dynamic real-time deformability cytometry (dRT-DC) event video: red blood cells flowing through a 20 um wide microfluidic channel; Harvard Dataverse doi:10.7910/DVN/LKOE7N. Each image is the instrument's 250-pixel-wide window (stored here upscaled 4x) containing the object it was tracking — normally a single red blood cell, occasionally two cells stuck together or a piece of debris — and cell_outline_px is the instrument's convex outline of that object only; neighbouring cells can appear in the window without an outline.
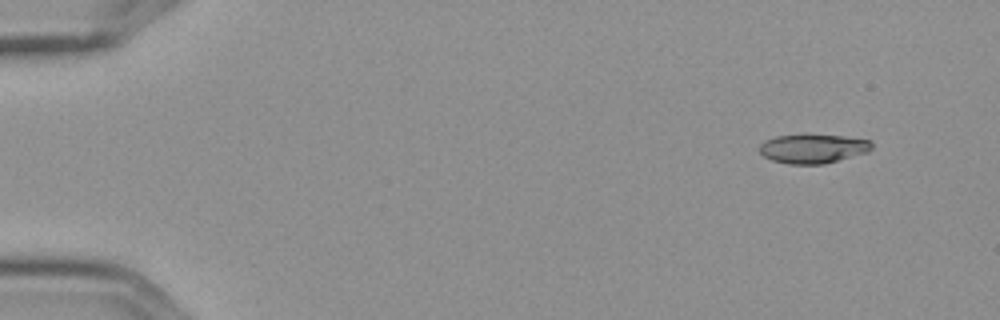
{"species": "Egyptian fruit bat (a non-hibernating species)", "species_latin": "Rousettus aegyptiacus", "temperature_condition": "cold", "stored_images_in_passage": 5, "camera_frame_rate_fps": 3000, "um_per_image_px": 0.085, "frame": {"image": 1, "passage_image": 1, "time_ms": 0.0, "image_size_px": [1000, 320], "cell_outline_px": [[872, 148], [868, 152], [824, 164], [788, 164], [772, 160], [764, 156], [760, 152], [760, 144], [764, 140], [776, 136], [808, 132], [844, 136], [872, 140]], "centroid_in_image_um": [69.1, 12.59], "position_along_channel_um": 15.9, "area_um2": 19.71}}
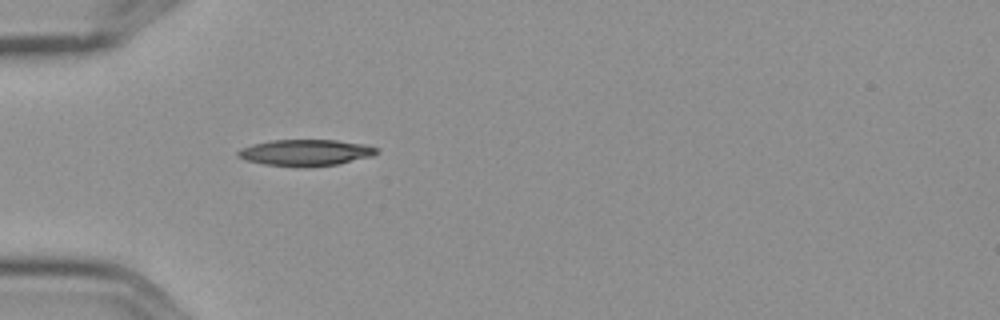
{"frame": {"image": 2, "passage_image": 5, "time_ms": 1.333, "image_size_px": [1000, 320], "cell_outline_px": [[376, 152], [372, 156], [336, 164], [264, 164], [248, 160], [236, 156], [236, 152], [240, 148], [252, 144], [272, 140], [336, 140], [364, 144], [376, 148]], "centroid_in_image_um": [25.93, 12.92], "position_along_channel_um": 59.1, "area_um2": 20.17}}